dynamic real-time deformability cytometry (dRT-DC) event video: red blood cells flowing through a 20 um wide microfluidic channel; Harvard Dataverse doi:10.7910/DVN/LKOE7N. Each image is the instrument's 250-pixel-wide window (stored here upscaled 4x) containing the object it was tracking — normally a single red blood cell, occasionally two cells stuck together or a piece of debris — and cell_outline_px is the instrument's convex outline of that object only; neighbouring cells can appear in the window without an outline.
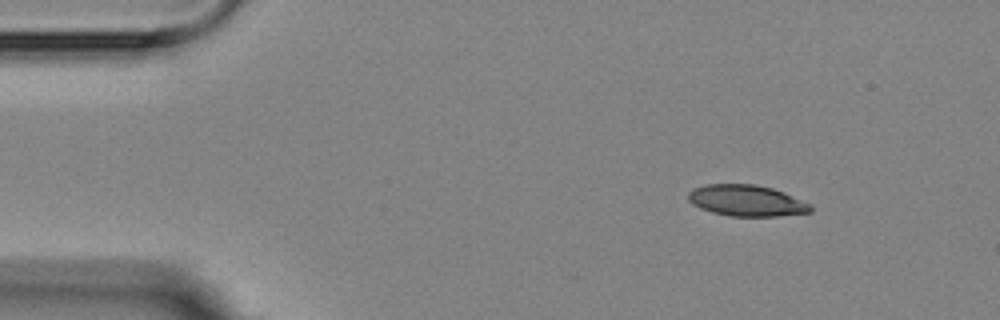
{"species": "Egyptian fruit bat (a non-hibernating species)", "species_latin": "Rousettus aegyptiacus", "temperature_condition": "room temperature", "stored_images_in_passage": 3, "camera_frame_rate_fps": 3000, "um_per_image_px": 0.085, "animal": {"sex": "female"}, "frame": {"image": 1, "passage_image": 1, "time_ms": 0.0, "image_size_px": [1000, 320], "cell_outline_px": [[812, 212], [776, 216], [728, 216], [712, 212], [700, 208], [692, 204], [688, 200], [688, 192], [692, 188], [704, 184], [756, 184], [772, 188], [784, 192], [812, 204]], "centroid_in_image_um": [63.45, 17.04], "position_along_channel_um": 21.6, "area_um2": 22.48}}